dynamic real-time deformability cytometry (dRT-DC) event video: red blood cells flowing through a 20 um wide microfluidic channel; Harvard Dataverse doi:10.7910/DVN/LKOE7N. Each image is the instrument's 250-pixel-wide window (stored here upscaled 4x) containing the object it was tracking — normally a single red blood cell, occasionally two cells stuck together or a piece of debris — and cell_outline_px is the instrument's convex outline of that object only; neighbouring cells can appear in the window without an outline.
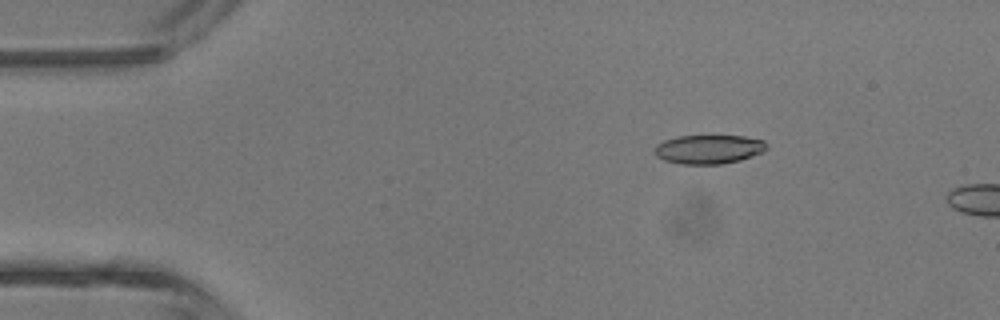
{"species": "common noctule bat (a hibernating species)", "species_latin": "Nyctalus noctula", "temperature_condition": "room temperature", "stored_images_in_passage": 3, "camera_frame_rate_fps": 3000, "um_per_image_px": 0.085, "animal": {"sex": "male", "body_mass_g": 13.3}, "frame": {"image": 1, "passage_image": 2, "time_ms": 1.0, "image_size_px": [1000, 320], "cell_outline_px": [[768, 148], [764, 152], [740, 160], [720, 164], [680, 164], [664, 160], [656, 156], [656, 144], [664, 140], [680, 136], [744, 136], [764, 140], [768, 144]], "centroid_in_image_um": [60.28, 12.69], "position_along_channel_um": 24.7, "area_um2": 18.96}}